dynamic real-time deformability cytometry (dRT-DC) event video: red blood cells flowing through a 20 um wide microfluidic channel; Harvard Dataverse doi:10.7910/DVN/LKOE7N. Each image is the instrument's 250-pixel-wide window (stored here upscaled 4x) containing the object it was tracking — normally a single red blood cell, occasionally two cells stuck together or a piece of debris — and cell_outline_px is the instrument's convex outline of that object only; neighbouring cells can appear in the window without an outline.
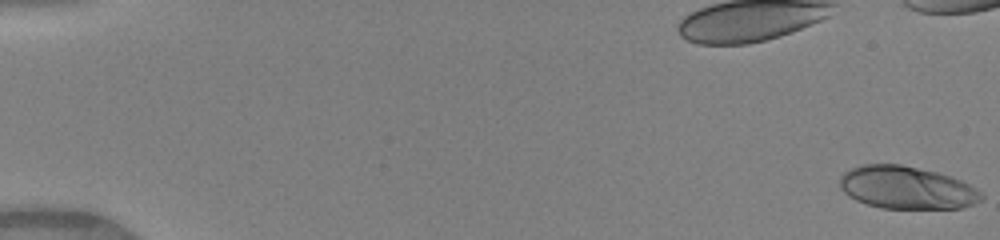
{"species": "human", "species_latin": "Homo sapiens", "temperature_condition": "warm", "stored_images_in_passage": 20, "camera_frame_rate_fps": 3000, "um_per_image_px": 0.085, "donor": {"sex": "female"}, "frame": {"image": 1, "passage_image": 1, "time_ms": 0.0, "image_size_px": [1000, 240], "cell_outline_px": [[984, 196], [980, 200], [972, 204], [960, 208], [880, 208], [856, 200], [848, 196], [840, 188], [840, 176], [844, 172], [852, 168], [864, 164], [900, 164], [936, 172], [952, 176], [984, 192]], "centroid_in_image_um": [77.07, 15.95], "position_along_channel_um": 7.9, "area_um2": 35.14}}